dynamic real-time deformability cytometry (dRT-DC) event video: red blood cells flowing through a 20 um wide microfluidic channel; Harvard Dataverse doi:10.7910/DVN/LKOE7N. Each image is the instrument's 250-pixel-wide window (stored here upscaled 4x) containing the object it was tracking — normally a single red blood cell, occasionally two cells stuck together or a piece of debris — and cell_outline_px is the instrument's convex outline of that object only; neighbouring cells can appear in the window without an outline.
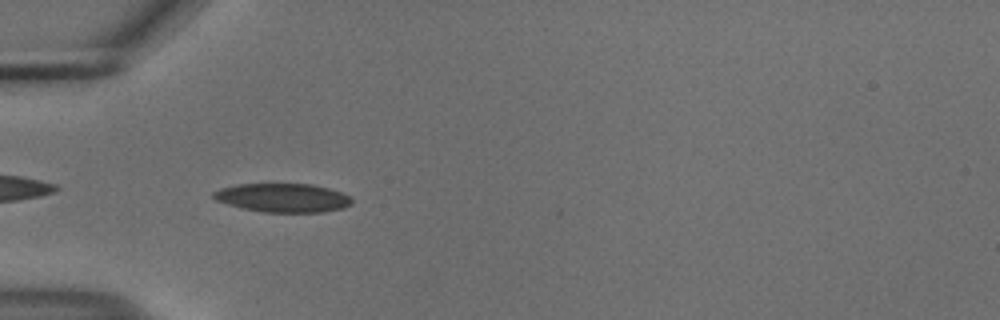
{"species": "common noctule bat (a hibernating species)", "species_latin": "Nyctalus noctula", "temperature_condition": "cold", "stored_images_in_passage": 39, "camera_frame_rate_fps": 3000, "um_per_image_px": 0.085, "animal": {"sex": "male", "body_mass_g": 18.8}, "frame": {"image": 1, "passage_image": 2, "time_ms": 0.333, "image_size_px": [1000, 320], "cell_outline_px": [[352, 204], [344, 208], [324, 212], [260, 212], [240, 208], [216, 200], [212, 196], [212, 192], [220, 188], [236, 184], [312, 184], [328, 188], [352, 196]], "centroid_in_image_um": [24.04, 16.81], "position_along_channel_um": 61.0, "area_um2": 23.41}}
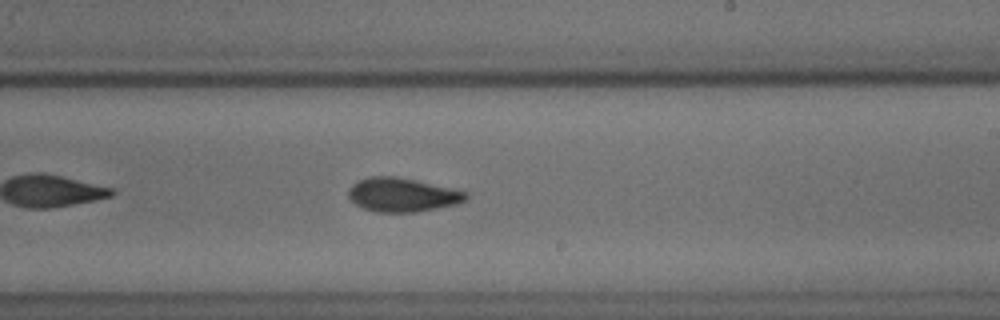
{"frame": {"image": 2, "passage_image": 18, "time_ms": 5.667, "image_size_px": [1000, 320], "cell_outline_px": [[468, 196], [464, 200], [456, 204], [416, 212], [376, 212], [364, 208], [356, 204], [348, 196], [348, 192], [352, 184], [368, 176], [396, 176], [416, 180], [468, 192]], "centroid_in_image_um": [34.18, 16.55], "position_along_channel_um": 254.8, "area_um2": 23.0}}
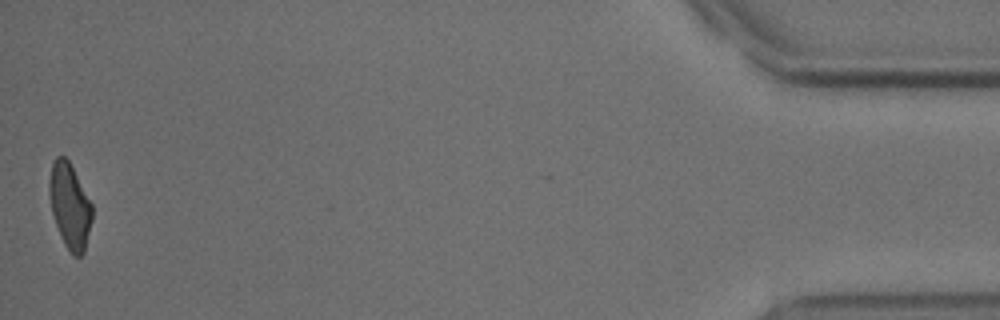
{"frame": {"image": 3, "passage_image": 39, "time_ms": 12.667, "image_size_px": [1000, 320], "cell_outline_px": [[92, 220], [84, 252], [80, 256], [72, 256], [64, 244], [56, 224], [52, 212], [48, 192], [48, 184], [52, 164], [56, 156], [64, 156], [68, 160], [92, 204]], "centroid_in_image_um": [5.92, 17.52], "position_along_channel_um": 429.3, "area_um2": 21.1}, "authors_computed_cell_mechanics": {"area_um2": 22.8888, "velocity_mm_per_s": 3.7082, "shape_relaxation_time_tau1_ms": 7.8637, "shape_relaxation_time_tau2_ms": 2.9763, "deformation_change_tau1": 0.1546, "deformation_change_tau2": 0.0941}}